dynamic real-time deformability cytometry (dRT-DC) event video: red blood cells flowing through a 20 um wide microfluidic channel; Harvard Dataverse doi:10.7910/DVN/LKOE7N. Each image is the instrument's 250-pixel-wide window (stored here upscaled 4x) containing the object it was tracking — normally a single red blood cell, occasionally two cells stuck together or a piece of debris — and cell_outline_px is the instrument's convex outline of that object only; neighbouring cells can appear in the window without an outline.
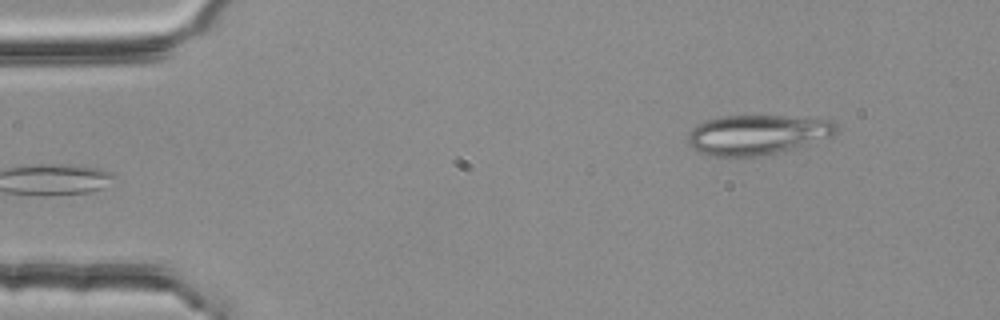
{"species": "common noctule bat (a hibernating species)", "species_latin": "Nyctalus noctula", "temperature_condition": "room temperature", "stored_images_in_passage": 4, "camera_frame_rate_fps": 3000, "um_per_image_px": 0.085, "animal": {"sex": "female", "body_mass_g": 25.1}, "frame": {"image": 1, "passage_image": 4, "time_ms": 1.0, "image_size_px": [1000, 320], "cell_outline_px": [[836, 132], [832, 136], [808, 144], [776, 152], [756, 156], [712, 156], [696, 152], [688, 144], [688, 136], [692, 128], [696, 124], [708, 120], [724, 116], [820, 116], [832, 120], [836, 124]], "centroid_in_image_um": [64.39, 11.42], "position_along_channel_um": 20.6, "area_um2": 34.68}}